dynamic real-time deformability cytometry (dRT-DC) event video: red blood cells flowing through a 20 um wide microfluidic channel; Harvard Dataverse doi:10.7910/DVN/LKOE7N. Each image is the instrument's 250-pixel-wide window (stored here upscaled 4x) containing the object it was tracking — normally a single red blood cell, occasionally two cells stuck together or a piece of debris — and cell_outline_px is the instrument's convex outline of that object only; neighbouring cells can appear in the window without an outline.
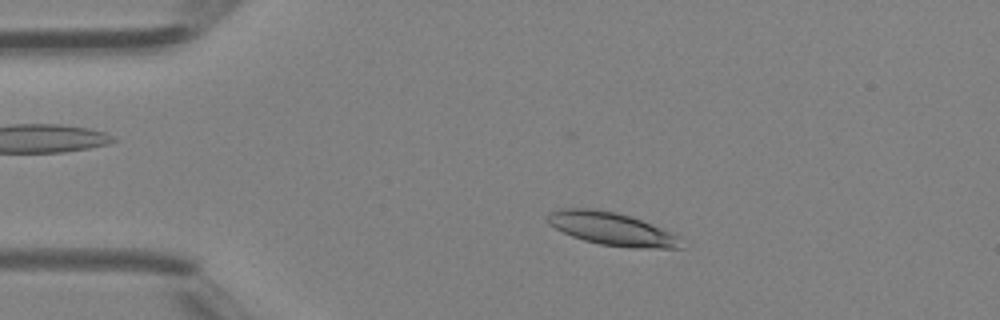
{"species": "Egyptian fruit bat (a non-hibernating species)", "species_latin": "Rousettus aegyptiacus", "temperature_condition": "room temperature", "stored_images_in_passage": 44, "camera_frame_rate_fps": 3000, "um_per_image_px": 0.085, "animal": {"sex": "female"}, "frame": {"image": 1, "passage_image": 7, "time_ms": 2.0, "image_size_px": [1000, 320], "cell_outline_px": [[680, 248], [632, 248], [600, 244], [584, 240], [572, 236], [548, 224], [548, 212], [560, 208], [592, 208], [616, 212], [640, 220], [672, 232], [680, 236]], "centroid_in_image_um": [51.98, 19.45], "position_along_channel_um": 33.0, "area_um2": 25.43}}
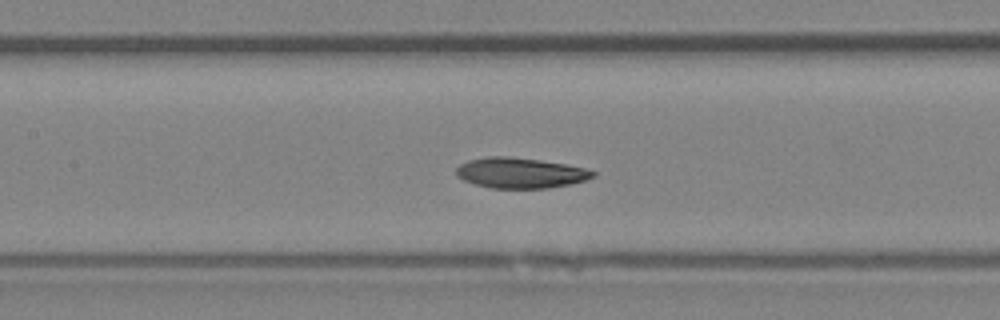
{"frame": {"image": 2, "passage_image": 19, "time_ms": 6.0, "image_size_px": [1000, 320], "cell_outline_px": [[596, 176], [572, 184], [548, 188], [492, 188], [476, 184], [464, 180], [456, 176], [456, 168], [460, 164], [468, 160], [488, 156], [508, 156], [540, 160], [564, 164], [584, 168], [596, 172]], "centroid_in_image_um": [44.22, 14.69], "position_along_channel_um": 163.2, "area_um2": 24.22}}
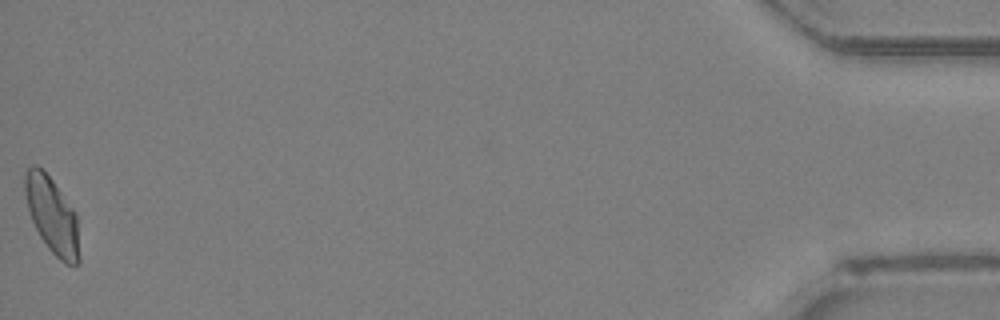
{"frame": {"image": 3, "passage_image": 44, "time_ms": 14.333, "image_size_px": [1000, 320], "cell_outline_px": [[80, 264], [64, 264], [48, 248], [40, 236], [32, 220], [28, 208], [24, 192], [24, 176], [28, 168], [32, 164], [36, 164], [52, 180], [76, 212], [80, 260]], "centroid_in_image_um": [4.43, 18.32], "position_along_channel_um": 430.8, "area_um2": 24.04}, "authors_computed_cell_mechanics": {"area_um2": 24.5939, "velocity_mm_per_s": 4.4109, "shape_relaxation_time_tau1_ms": 5.1287, "shape_relaxation_time_tau2_ms": 5.0244, "deformation_change_tau1": 0.1317, "deformation_change_tau2": 0.1123}}